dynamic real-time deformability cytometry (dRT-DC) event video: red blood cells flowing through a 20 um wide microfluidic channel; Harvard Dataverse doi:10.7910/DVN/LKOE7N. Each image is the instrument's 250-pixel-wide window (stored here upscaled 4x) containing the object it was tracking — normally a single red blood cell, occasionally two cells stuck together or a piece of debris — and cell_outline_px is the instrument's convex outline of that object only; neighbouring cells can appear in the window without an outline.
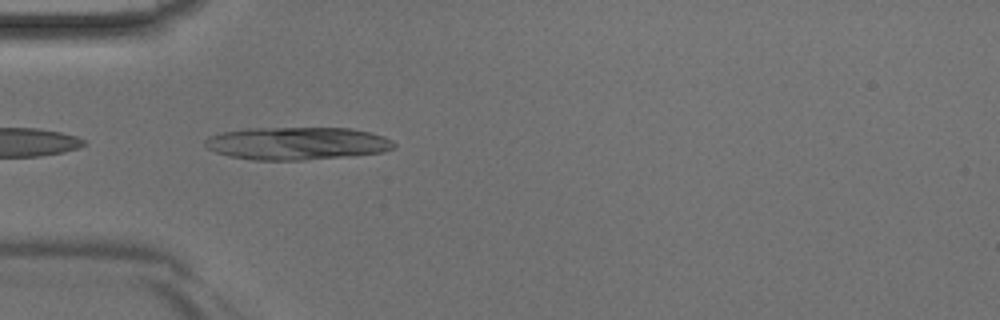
{"species": "Egyptian fruit bat (a non-hibernating species)", "species_latin": "Rousettus aegyptiacus", "temperature_condition": "room temperature", "stored_images_in_passage": 44, "camera_frame_rate_fps": 3000, "um_per_image_px": 0.085, "animal": {"sex": "male"}, "frame": {"image": 1, "passage_image": 13, "time_ms": 4.0, "image_size_px": [1000, 320], "cell_outline_px": [[396, 144], [392, 148], [380, 152], [344, 156], [304, 160], [252, 160], [228, 156], [216, 152], [208, 148], [204, 144], [204, 140], [208, 136], [224, 132], [244, 128], [348, 128], [368, 132], [384, 136], [392, 140]], "centroid_in_image_um": [25.19, 12.18], "position_along_channel_um": 59.8, "area_um2": 35.89}}